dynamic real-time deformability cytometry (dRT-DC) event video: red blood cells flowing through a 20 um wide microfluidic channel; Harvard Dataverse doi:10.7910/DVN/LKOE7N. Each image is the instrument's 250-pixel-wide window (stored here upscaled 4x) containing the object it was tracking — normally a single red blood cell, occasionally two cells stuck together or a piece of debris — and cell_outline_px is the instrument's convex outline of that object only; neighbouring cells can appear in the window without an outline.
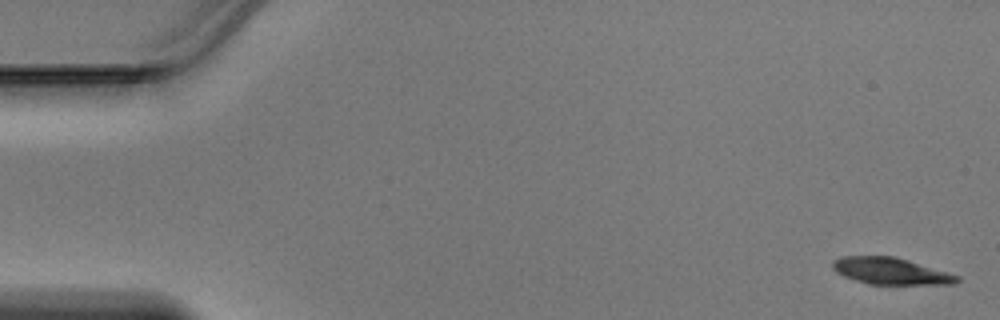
{"species": "Egyptian fruit bat (a non-hibernating species)", "species_latin": "Rousettus aegyptiacus", "temperature_condition": "warm", "stored_images_in_passage": 46, "camera_frame_rate_fps": 3000, "um_per_image_px": 0.085, "animal": {"sex": "male"}, "frame": {"image": 1, "passage_image": 1, "time_ms": 0.0, "image_size_px": [1000, 320], "cell_outline_px": [[960, 280], [956, 284], [868, 284], [844, 276], [836, 272], [832, 268], [832, 260], [844, 256], [892, 256], [908, 260], [948, 272], [960, 276]], "centroid_in_image_um": [75.71, 23.04], "position_along_channel_um": 9.3, "area_um2": 19.31}}
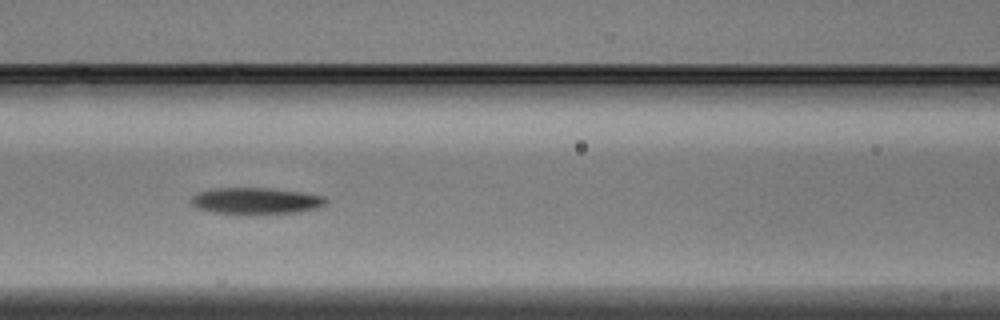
{"frame": {"image": 2, "passage_image": 20, "time_ms": 6.333, "image_size_px": [1000, 320], "cell_outline_px": [[328, 200], [324, 204], [316, 208], [296, 212], [244, 216], [212, 212], [196, 208], [192, 204], [192, 196], [196, 192], [212, 188], [272, 188], [304, 192], [324, 196]], "centroid_in_image_um": [21.71, 17.09], "position_along_channel_um": 144.9, "area_um2": 21.44}}
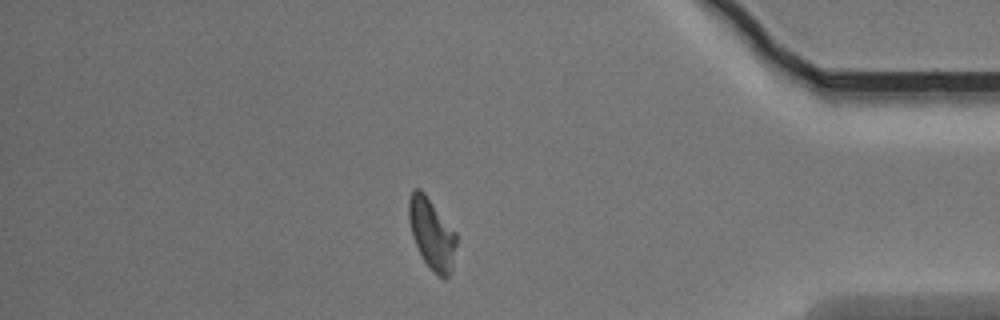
{"frame": {"image": 3, "passage_image": 40, "time_ms": 13.0, "image_size_px": [1000, 320], "cell_outline_px": [[456, 244], [452, 268], [448, 276], [444, 280], [436, 276], [424, 260], [412, 236], [408, 220], [408, 200], [412, 188], [420, 188], [424, 192], [456, 232]], "centroid_in_image_um": [36.68, 19.85], "position_along_channel_um": 398.5, "area_um2": 19.71}}